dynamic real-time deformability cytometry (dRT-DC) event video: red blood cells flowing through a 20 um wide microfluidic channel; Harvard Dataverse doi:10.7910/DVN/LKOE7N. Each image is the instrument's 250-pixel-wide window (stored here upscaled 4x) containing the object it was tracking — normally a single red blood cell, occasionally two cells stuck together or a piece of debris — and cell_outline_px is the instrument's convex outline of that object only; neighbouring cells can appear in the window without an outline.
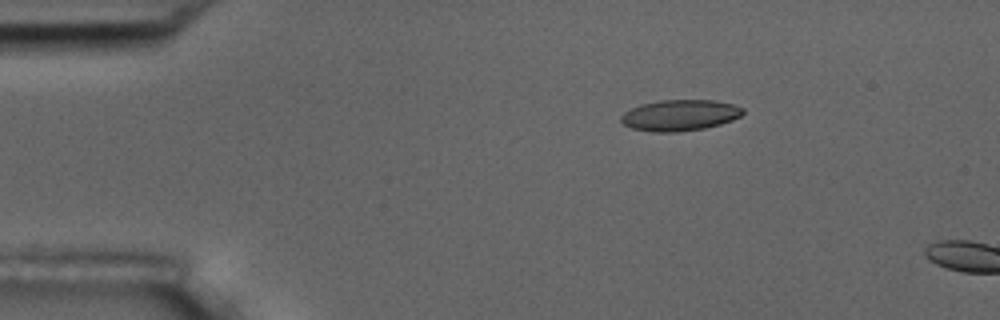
{"species": "common noctule bat (a hibernating species)", "species_latin": "Nyctalus noctula", "temperature_condition": "room temperature", "stored_images_in_passage": 4, "camera_frame_rate_fps": 3000, "um_per_image_px": 0.085, "animal": {"sex": "male", "body_mass_g": 17.5, "forearm_length_mm": 52.3}, "frame": {"image": 1, "passage_image": 3, "time_ms": 0.667, "image_size_px": [1000, 320], "cell_outline_px": [[744, 112], [740, 116], [732, 120], [720, 124], [704, 128], [676, 132], [652, 132], [632, 128], [624, 124], [620, 120], [620, 116], [624, 112], [640, 104], [660, 100], [716, 100], [732, 104], [744, 108]], "centroid_in_image_um": [57.78, 9.79], "position_along_channel_um": 27.2, "area_um2": 22.08}}